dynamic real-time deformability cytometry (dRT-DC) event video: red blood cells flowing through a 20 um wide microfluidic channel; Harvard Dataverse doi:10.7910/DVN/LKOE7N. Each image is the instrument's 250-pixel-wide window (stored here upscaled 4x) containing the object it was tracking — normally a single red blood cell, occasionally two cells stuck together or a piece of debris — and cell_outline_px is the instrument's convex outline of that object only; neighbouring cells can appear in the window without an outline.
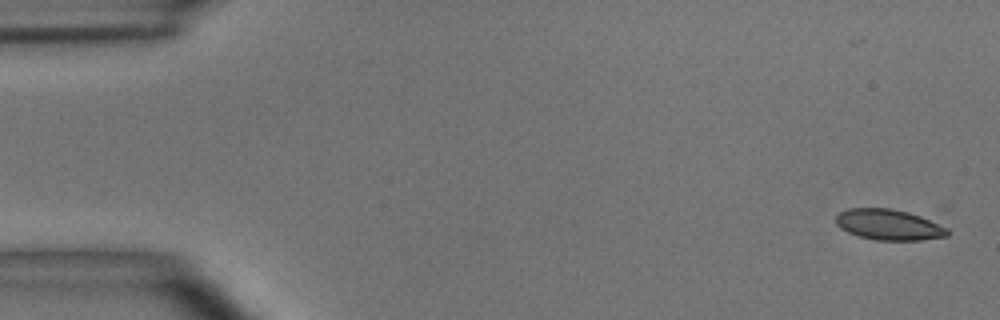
{"species": "common noctule bat (a hibernating species)", "species_latin": "Nyctalus noctula", "temperature_condition": "room temperature", "stored_images_in_passage": 5, "segment_of_instrument_passage": [1, 2], "camera_frame_rate_fps": 3000, "um_per_image_px": 0.085, "animal": {"sex": "male", "body_mass_g": 15.6}, "frame": {"image": 1, "passage_image": 1, "time_ms": 0.0, "image_size_px": [1000, 320], "cell_outline_px": [[948, 236], [920, 240], [876, 240], [860, 236], [848, 232], [840, 228], [836, 224], [836, 216], [840, 212], [848, 208], [888, 208], [908, 212], [920, 216], [948, 228]], "centroid_in_image_um": [75.53, 19.1], "position_along_channel_um": 9.5, "area_um2": 19.83}}
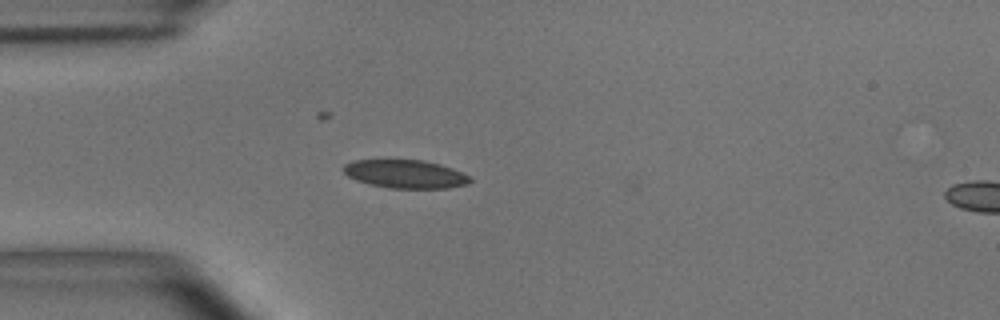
{"frame": {"image": 2, "passage_image": 4, "time_ms": 1.0, "image_size_px": [1000, 320], "cell_outline_px": [[472, 180], [468, 184], [448, 188], [388, 188], [368, 184], [356, 180], [348, 176], [344, 172], [344, 164], [352, 160], [424, 160], [440, 164], [452, 168], [468, 176]], "centroid_in_image_um": [34.44, 14.79], "position_along_channel_um": 50.6, "area_um2": 20.87}}